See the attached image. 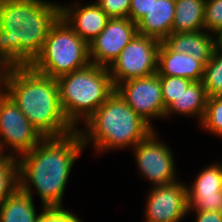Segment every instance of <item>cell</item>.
Returning <instances> with one entry per match:
<instances>
[{
  "mask_svg": "<svg viewBox=\"0 0 222 222\" xmlns=\"http://www.w3.org/2000/svg\"><path fill=\"white\" fill-rule=\"evenodd\" d=\"M187 190L189 213L193 210L222 213V164L203 168Z\"/></svg>",
  "mask_w": 222,
  "mask_h": 222,
  "instance_id": "obj_13",
  "label": "cell"
},
{
  "mask_svg": "<svg viewBox=\"0 0 222 222\" xmlns=\"http://www.w3.org/2000/svg\"><path fill=\"white\" fill-rule=\"evenodd\" d=\"M160 44L153 37L137 34L108 68L114 87L123 81L157 73Z\"/></svg>",
  "mask_w": 222,
  "mask_h": 222,
  "instance_id": "obj_7",
  "label": "cell"
},
{
  "mask_svg": "<svg viewBox=\"0 0 222 222\" xmlns=\"http://www.w3.org/2000/svg\"><path fill=\"white\" fill-rule=\"evenodd\" d=\"M216 47L222 49V28L216 33Z\"/></svg>",
  "mask_w": 222,
  "mask_h": 222,
  "instance_id": "obj_31",
  "label": "cell"
},
{
  "mask_svg": "<svg viewBox=\"0 0 222 222\" xmlns=\"http://www.w3.org/2000/svg\"><path fill=\"white\" fill-rule=\"evenodd\" d=\"M206 0H175V18L172 33L205 30Z\"/></svg>",
  "mask_w": 222,
  "mask_h": 222,
  "instance_id": "obj_19",
  "label": "cell"
},
{
  "mask_svg": "<svg viewBox=\"0 0 222 222\" xmlns=\"http://www.w3.org/2000/svg\"><path fill=\"white\" fill-rule=\"evenodd\" d=\"M115 90L153 129L150 119L164 118L166 109L162 98L161 82L157 73L119 83Z\"/></svg>",
  "mask_w": 222,
  "mask_h": 222,
  "instance_id": "obj_10",
  "label": "cell"
},
{
  "mask_svg": "<svg viewBox=\"0 0 222 222\" xmlns=\"http://www.w3.org/2000/svg\"><path fill=\"white\" fill-rule=\"evenodd\" d=\"M44 137L29 122L19 107L5 93L0 96V149H11L9 156L20 157L38 145ZM5 146H8L6 149ZM19 155H18V154ZM17 154V155H15Z\"/></svg>",
  "mask_w": 222,
  "mask_h": 222,
  "instance_id": "obj_8",
  "label": "cell"
},
{
  "mask_svg": "<svg viewBox=\"0 0 222 222\" xmlns=\"http://www.w3.org/2000/svg\"><path fill=\"white\" fill-rule=\"evenodd\" d=\"M10 68L4 60L0 59V96L5 94L6 79Z\"/></svg>",
  "mask_w": 222,
  "mask_h": 222,
  "instance_id": "obj_30",
  "label": "cell"
},
{
  "mask_svg": "<svg viewBox=\"0 0 222 222\" xmlns=\"http://www.w3.org/2000/svg\"><path fill=\"white\" fill-rule=\"evenodd\" d=\"M18 187V160L7 153L0 158V204Z\"/></svg>",
  "mask_w": 222,
  "mask_h": 222,
  "instance_id": "obj_21",
  "label": "cell"
},
{
  "mask_svg": "<svg viewBox=\"0 0 222 222\" xmlns=\"http://www.w3.org/2000/svg\"><path fill=\"white\" fill-rule=\"evenodd\" d=\"M37 216L33 195L19 187L0 204V222H35Z\"/></svg>",
  "mask_w": 222,
  "mask_h": 222,
  "instance_id": "obj_20",
  "label": "cell"
},
{
  "mask_svg": "<svg viewBox=\"0 0 222 222\" xmlns=\"http://www.w3.org/2000/svg\"><path fill=\"white\" fill-rule=\"evenodd\" d=\"M131 0H97L95 3L109 18H129Z\"/></svg>",
  "mask_w": 222,
  "mask_h": 222,
  "instance_id": "obj_27",
  "label": "cell"
},
{
  "mask_svg": "<svg viewBox=\"0 0 222 222\" xmlns=\"http://www.w3.org/2000/svg\"><path fill=\"white\" fill-rule=\"evenodd\" d=\"M83 149L77 130L64 137L44 138L32 150L17 157L19 188L30 196L31 187L35 188L42 209L62 207L72 166Z\"/></svg>",
  "mask_w": 222,
  "mask_h": 222,
  "instance_id": "obj_1",
  "label": "cell"
},
{
  "mask_svg": "<svg viewBox=\"0 0 222 222\" xmlns=\"http://www.w3.org/2000/svg\"><path fill=\"white\" fill-rule=\"evenodd\" d=\"M199 124L203 129L222 137V95L208 98L204 117Z\"/></svg>",
  "mask_w": 222,
  "mask_h": 222,
  "instance_id": "obj_23",
  "label": "cell"
},
{
  "mask_svg": "<svg viewBox=\"0 0 222 222\" xmlns=\"http://www.w3.org/2000/svg\"><path fill=\"white\" fill-rule=\"evenodd\" d=\"M69 5L71 6L61 4V17L89 44L106 27L110 18L96 3L82 6L76 2Z\"/></svg>",
  "mask_w": 222,
  "mask_h": 222,
  "instance_id": "obj_14",
  "label": "cell"
},
{
  "mask_svg": "<svg viewBox=\"0 0 222 222\" xmlns=\"http://www.w3.org/2000/svg\"><path fill=\"white\" fill-rule=\"evenodd\" d=\"M5 154L2 153L1 149H0V158H2Z\"/></svg>",
  "mask_w": 222,
  "mask_h": 222,
  "instance_id": "obj_32",
  "label": "cell"
},
{
  "mask_svg": "<svg viewBox=\"0 0 222 222\" xmlns=\"http://www.w3.org/2000/svg\"><path fill=\"white\" fill-rule=\"evenodd\" d=\"M156 0H131L129 19L134 23H138L153 6Z\"/></svg>",
  "mask_w": 222,
  "mask_h": 222,
  "instance_id": "obj_28",
  "label": "cell"
},
{
  "mask_svg": "<svg viewBox=\"0 0 222 222\" xmlns=\"http://www.w3.org/2000/svg\"><path fill=\"white\" fill-rule=\"evenodd\" d=\"M90 63L89 44L60 17L51 27L41 52L29 66L40 74L57 79Z\"/></svg>",
  "mask_w": 222,
  "mask_h": 222,
  "instance_id": "obj_6",
  "label": "cell"
},
{
  "mask_svg": "<svg viewBox=\"0 0 222 222\" xmlns=\"http://www.w3.org/2000/svg\"><path fill=\"white\" fill-rule=\"evenodd\" d=\"M56 80L62 110L75 129L79 120L85 122L115 91L109 69L92 63Z\"/></svg>",
  "mask_w": 222,
  "mask_h": 222,
  "instance_id": "obj_5",
  "label": "cell"
},
{
  "mask_svg": "<svg viewBox=\"0 0 222 222\" xmlns=\"http://www.w3.org/2000/svg\"><path fill=\"white\" fill-rule=\"evenodd\" d=\"M159 78L165 109L193 82L192 80L177 76H159Z\"/></svg>",
  "mask_w": 222,
  "mask_h": 222,
  "instance_id": "obj_24",
  "label": "cell"
},
{
  "mask_svg": "<svg viewBox=\"0 0 222 222\" xmlns=\"http://www.w3.org/2000/svg\"><path fill=\"white\" fill-rule=\"evenodd\" d=\"M35 222H82L75 213L64 207L44 208L35 219Z\"/></svg>",
  "mask_w": 222,
  "mask_h": 222,
  "instance_id": "obj_26",
  "label": "cell"
},
{
  "mask_svg": "<svg viewBox=\"0 0 222 222\" xmlns=\"http://www.w3.org/2000/svg\"><path fill=\"white\" fill-rule=\"evenodd\" d=\"M187 184L154 186L145 204V222H181L189 213Z\"/></svg>",
  "mask_w": 222,
  "mask_h": 222,
  "instance_id": "obj_11",
  "label": "cell"
},
{
  "mask_svg": "<svg viewBox=\"0 0 222 222\" xmlns=\"http://www.w3.org/2000/svg\"><path fill=\"white\" fill-rule=\"evenodd\" d=\"M202 82L208 97L222 95V49L215 48L211 60L205 65Z\"/></svg>",
  "mask_w": 222,
  "mask_h": 222,
  "instance_id": "obj_22",
  "label": "cell"
},
{
  "mask_svg": "<svg viewBox=\"0 0 222 222\" xmlns=\"http://www.w3.org/2000/svg\"><path fill=\"white\" fill-rule=\"evenodd\" d=\"M5 93L44 138L64 137L77 130L62 110L55 78L30 66L11 67Z\"/></svg>",
  "mask_w": 222,
  "mask_h": 222,
  "instance_id": "obj_3",
  "label": "cell"
},
{
  "mask_svg": "<svg viewBox=\"0 0 222 222\" xmlns=\"http://www.w3.org/2000/svg\"><path fill=\"white\" fill-rule=\"evenodd\" d=\"M175 0H156L149 12L137 23L138 34L163 41L172 33Z\"/></svg>",
  "mask_w": 222,
  "mask_h": 222,
  "instance_id": "obj_17",
  "label": "cell"
},
{
  "mask_svg": "<svg viewBox=\"0 0 222 222\" xmlns=\"http://www.w3.org/2000/svg\"><path fill=\"white\" fill-rule=\"evenodd\" d=\"M195 222H222V213L214 211L195 212Z\"/></svg>",
  "mask_w": 222,
  "mask_h": 222,
  "instance_id": "obj_29",
  "label": "cell"
},
{
  "mask_svg": "<svg viewBox=\"0 0 222 222\" xmlns=\"http://www.w3.org/2000/svg\"><path fill=\"white\" fill-rule=\"evenodd\" d=\"M205 66L190 54L172 51L163 41L158 50V76H177L202 81Z\"/></svg>",
  "mask_w": 222,
  "mask_h": 222,
  "instance_id": "obj_15",
  "label": "cell"
},
{
  "mask_svg": "<svg viewBox=\"0 0 222 222\" xmlns=\"http://www.w3.org/2000/svg\"><path fill=\"white\" fill-rule=\"evenodd\" d=\"M60 17L61 4L58 3L3 0L0 3V59L10 67L29 66Z\"/></svg>",
  "mask_w": 222,
  "mask_h": 222,
  "instance_id": "obj_2",
  "label": "cell"
},
{
  "mask_svg": "<svg viewBox=\"0 0 222 222\" xmlns=\"http://www.w3.org/2000/svg\"><path fill=\"white\" fill-rule=\"evenodd\" d=\"M204 31L171 33L163 42L172 51L190 54L205 66L211 60L216 42L211 33Z\"/></svg>",
  "mask_w": 222,
  "mask_h": 222,
  "instance_id": "obj_16",
  "label": "cell"
},
{
  "mask_svg": "<svg viewBox=\"0 0 222 222\" xmlns=\"http://www.w3.org/2000/svg\"><path fill=\"white\" fill-rule=\"evenodd\" d=\"M137 34V24L129 18H110L101 33L89 43L90 62L109 68Z\"/></svg>",
  "mask_w": 222,
  "mask_h": 222,
  "instance_id": "obj_12",
  "label": "cell"
},
{
  "mask_svg": "<svg viewBox=\"0 0 222 222\" xmlns=\"http://www.w3.org/2000/svg\"><path fill=\"white\" fill-rule=\"evenodd\" d=\"M84 123V130L77 129L84 147L93 143L101 154L114 148H134L154 130L116 90Z\"/></svg>",
  "mask_w": 222,
  "mask_h": 222,
  "instance_id": "obj_4",
  "label": "cell"
},
{
  "mask_svg": "<svg viewBox=\"0 0 222 222\" xmlns=\"http://www.w3.org/2000/svg\"><path fill=\"white\" fill-rule=\"evenodd\" d=\"M208 95L202 81H193L186 90L176 98L167 108L164 114L166 117L170 114L189 115L196 117L201 123L208 101Z\"/></svg>",
  "mask_w": 222,
  "mask_h": 222,
  "instance_id": "obj_18",
  "label": "cell"
},
{
  "mask_svg": "<svg viewBox=\"0 0 222 222\" xmlns=\"http://www.w3.org/2000/svg\"><path fill=\"white\" fill-rule=\"evenodd\" d=\"M205 31L216 34L222 28V0H206L204 12Z\"/></svg>",
  "mask_w": 222,
  "mask_h": 222,
  "instance_id": "obj_25",
  "label": "cell"
},
{
  "mask_svg": "<svg viewBox=\"0 0 222 222\" xmlns=\"http://www.w3.org/2000/svg\"><path fill=\"white\" fill-rule=\"evenodd\" d=\"M153 130L133 148L140 174L152 182V186H163L176 182L174 155L167 144L160 142Z\"/></svg>",
  "mask_w": 222,
  "mask_h": 222,
  "instance_id": "obj_9",
  "label": "cell"
}]
</instances>
